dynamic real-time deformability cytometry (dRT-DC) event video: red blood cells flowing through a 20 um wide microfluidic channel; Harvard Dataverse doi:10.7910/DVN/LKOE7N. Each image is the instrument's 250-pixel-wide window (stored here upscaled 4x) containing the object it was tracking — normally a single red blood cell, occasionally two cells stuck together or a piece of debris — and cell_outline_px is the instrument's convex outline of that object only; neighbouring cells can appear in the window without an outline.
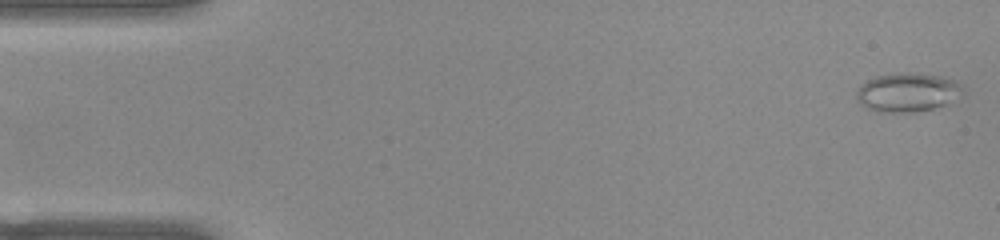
{"species": "common noctule bat (a hibernating species)", "species_latin": "Nyctalus noctula", "temperature_condition": "warm", "stored_images_in_passage": 52, "camera_frame_rate_fps": 3000, "um_per_image_px": 0.085, "animal": {"sex": "female", "body_mass_g": 22.0, "forearm_length_mm": 56.7}, "frame": {"image": 1, "passage_image": 2, "time_ms": 0.333, "image_size_px": [1000, 240], "cell_outline_px": [[960, 88], [944, 104], [932, 108], [916, 112], [876, 112], [860, 104], [856, 100], [856, 92], [860, 84], [876, 76], [896, 72], [912, 72], [940, 76], [952, 80], [960, 84]], "centroid_in_image_um": [76.97, 7.83], "position_along_channel_um": 8.0, "area_um2": 23.52}}
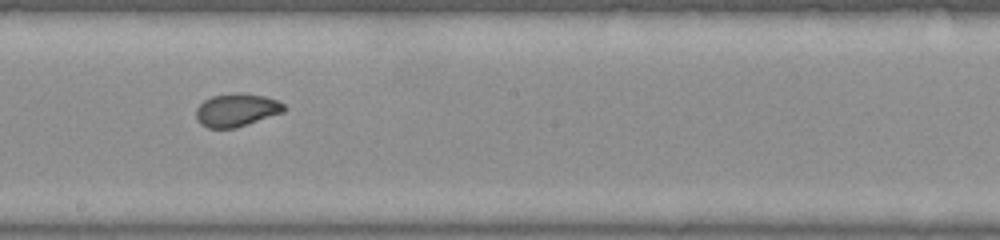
{"frame": {"image": 2, "passage_image": 29, "time_ms": 9.333, "image_size_px": [1000, 240], "cell_outline_px": [[288, 108], [284, 112], [236, 128], [208, 128], [200, 124], [196, 120], [196, 108], [204, 100], [212, 96], [236, 92], [240, 92], [264, 96], [276, 100], [284, 104]], "centroid_in_image_um": [20.11, 9.35], "position_along_channel_um": 228.1, "area_um2": 17.11}}
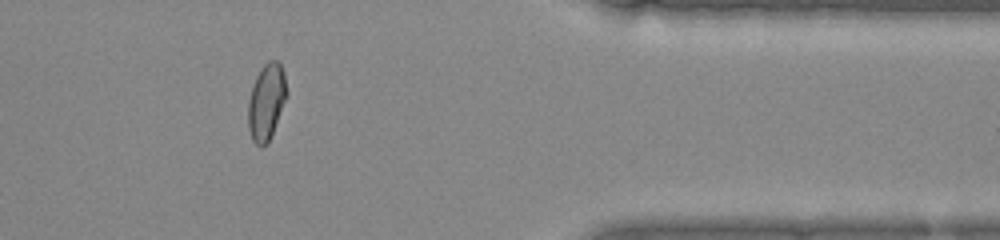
{"frame": {"image": 3, "passage_image": 43, "time_ms": 14.0, "image_size_px": [1000, 240], "cell_outline_px": [[288, 96], [268, 144], [260, 148], [252, 140], [248, 128], [248, 100], [256, 76], [260, 68], [268, 60], [276, 60], [280, 64], [284, 72], [288, 92]], "centroid_in_image_um": [22.66, 8.67], "position_along_channel_um": 388.7, "area_um2": 17.51}, "authors_computed_cell_mechanics": {"area_um2": 17.5134, "velocity_mm_per_s": 3.9482, "shape_relaxation_time_tau1_ms": null, "shape_relaxation_time_tau2_ms": 0.8275, "deformation_change_tau1": null, "deformation_change_tau2": 0.0494}}